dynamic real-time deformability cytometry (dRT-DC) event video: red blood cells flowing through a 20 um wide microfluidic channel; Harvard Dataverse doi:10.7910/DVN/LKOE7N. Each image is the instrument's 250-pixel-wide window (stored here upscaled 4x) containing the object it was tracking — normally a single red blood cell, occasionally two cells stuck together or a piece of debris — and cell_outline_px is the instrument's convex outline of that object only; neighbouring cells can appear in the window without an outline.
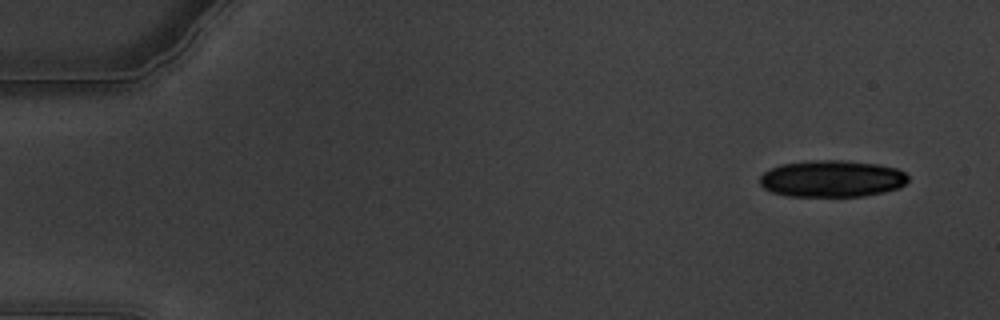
{"species": "common noctule bat (a hibernating species)", "species_latin": "Nyctalus noctula", "temperature_condition": "warm", "stored_images_in_passage": 21, "camera_frame_rate_fps": 3000, "um_per_image_px": 0.085, "animal": {"sex": "male", "body_mass_g": 19.5, "forearm_length_mm": 54.6}, "frame": {"image": 1, "passage_image": 4, "time_ms": 1.0, "image_size_px": [1000, 320], "cell_outline_px": [[908, 180], [904, 184], [896, 188], [884, 192], [864, 196], [788, 196], [772, 192], [764, 188], [760, 184], [760, 176], [764, 172], [780, 164], [808, 160], [840, 160], [876, 164], [896, 168], [904, 172], [908, 176]], "centroid_in_image_um": [70.69, 15.18], "position_along_channel_um": 14.3, "area_um2": 31.73}}